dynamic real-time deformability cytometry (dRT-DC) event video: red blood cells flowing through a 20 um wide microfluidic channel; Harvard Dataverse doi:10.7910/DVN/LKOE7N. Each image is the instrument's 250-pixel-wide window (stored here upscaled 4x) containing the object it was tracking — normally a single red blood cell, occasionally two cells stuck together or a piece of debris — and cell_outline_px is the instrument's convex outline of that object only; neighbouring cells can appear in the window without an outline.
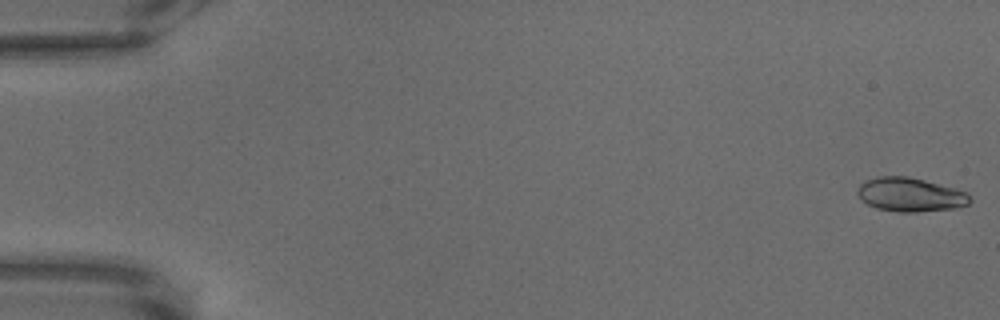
{"species": "common noctule bat (a hibernating species)", "species_latin": "Nyctalus noctula", "temperature_condition": "warm", "stored_images_in_passage": 68, "camera_frame_rate_fps": 3000, "um_per_image_px": 0.085, "animal": {"sex": "male", "body_mass_g": 18.8}, "frame": {"image": 1, "passage_image": 1, "time_ms": 0.0, "image_size_px": [1000, 320], "cell_outline_px": [[972, 200], [968, 204], [956, 208], [916, 212], [896, 212], [876, 208], [860, 200], [856, 192], [860, 184], [868, 180], [880, 176], [908, 176], [956, 188], [968, 192]], "centroid_in_image_um": [77.39, 16.55], "position_along_channel_um": 7.6, "area_um2": 22.37}}
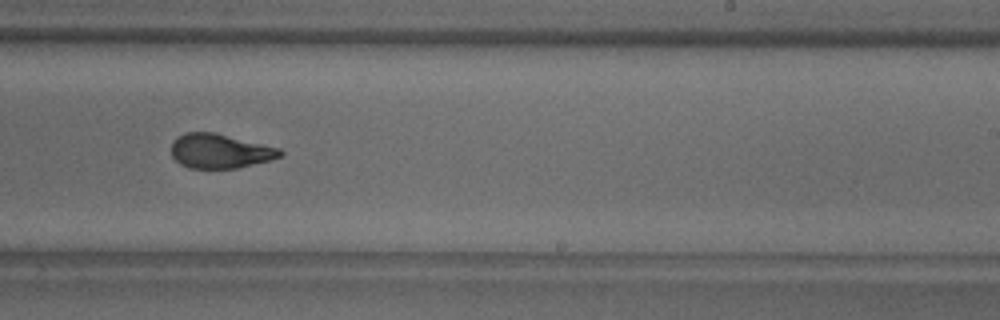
{"frame": {"image": 2, "passage_image": 43, "time_ms": 14.0, "image_size_px": [1000, 320], "cell_outline_px": [[284, 152], [280, 156], [272, 160], [236, 168], [188, 168], [180, 164], [172, 156], [172, 140], [184, 132], [216, 132], [280, 148]], "centroid_in_image_um": [18.69, 12.83], "position_along_channel_um": 270.3, "area_um2": 21.96}}
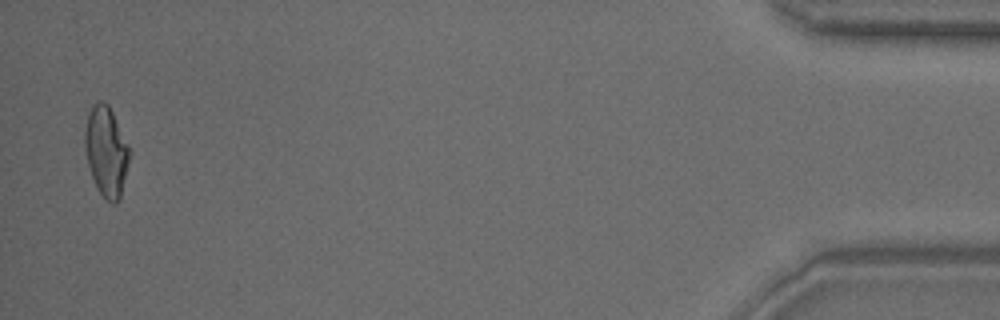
{"frame": {"image": 3, "passage_image": 67, "time_ms": 22.0, "image_size_px": [1000, 320], "cell_outline_px": [[128, 164], [120, 200], [116, 204], [112, 204], [100, 192], [92, 176], [88, 164], [84, 148], [84, 132], [88, 116], [92, 108], [100, 100], [104, 100], [108, 104], [128, 144]], "centroid_in_image_um": [9.02, 12.88], "position_along_channel_um": 426.2, "area_um2": 22.89}}